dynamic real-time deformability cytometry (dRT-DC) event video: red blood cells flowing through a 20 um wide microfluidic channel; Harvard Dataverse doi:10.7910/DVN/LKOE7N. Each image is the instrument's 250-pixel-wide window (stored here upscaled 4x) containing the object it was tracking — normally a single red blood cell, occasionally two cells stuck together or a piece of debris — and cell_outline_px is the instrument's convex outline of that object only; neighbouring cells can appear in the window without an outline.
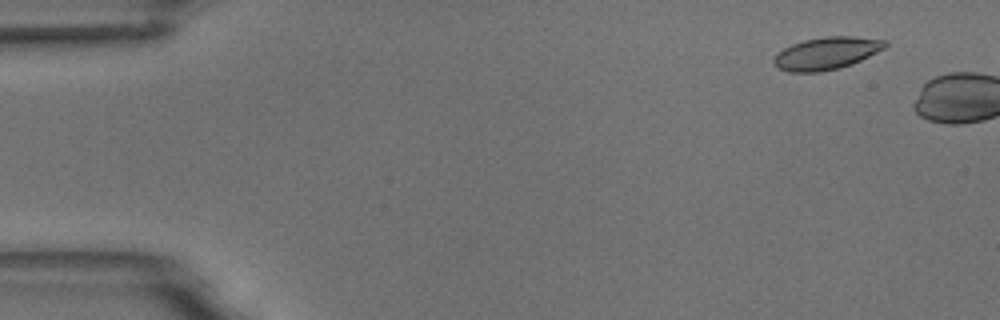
{"species": "common noctule bat (a hibernating species)", "species_latin": "Nyctalus noctula", "temperature_condition": "room temperature", "stored_images_in_passage": 3, "camera_frame_rate_fps": 3000, "um_per_image_px": 0.085, "animal": {"sex": "male", "body_mass_g": 18.8}, "frame": {"image": 1, "passage_image": 2, "time_ms": 1.0, "image_size_px": [1000, 320], "cell_outline_px": [[888, 44], [884, 48], [852, 64], [840, 68], [820, 72], [788, 72], [776, 68], [772, 64], [772, 60], [784, 48], [792, 44], [804, 40], [824, 36], [852, 36], [888, 40]], "centroid_in_image_um": [70.23, 4.53], "position_along_channel_um": 14.8, "area_um2": 21.1}}